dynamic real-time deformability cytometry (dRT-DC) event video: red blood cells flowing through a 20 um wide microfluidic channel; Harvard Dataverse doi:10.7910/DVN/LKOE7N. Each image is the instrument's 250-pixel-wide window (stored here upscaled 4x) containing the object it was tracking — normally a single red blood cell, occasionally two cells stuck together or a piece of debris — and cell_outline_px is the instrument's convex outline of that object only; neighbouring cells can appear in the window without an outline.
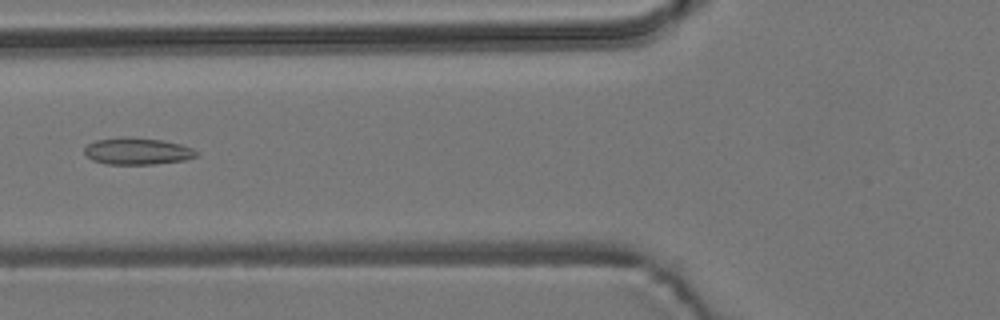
{"species": "common noctule bat (a hibernating species)", "species_latin": "Nyctalus noctula", "temperature_condition": "room temperature", "stored_images_in_passage": 7, "camera_frame_rate_fps": 3000, "um_per_image_px": 0.085, "animal": {"sex": "male", "body_mass_g": 19.2, "forearm_length_mm": 51.8}, "frame": {"image": 1, "passage_image": 6, "time_ms": 6.667, "image_size_px": [1000, 320], "cell_outline_px": [[200, 156], [184, 160], [152, 164], [108, 164], [92, 160], [84, 152], [84, 148], [88, 144], [96, 140], [120, 136], [128, 136], [160, 140], [180, 144], [192, 148], [200, 152]], "centroid_in_image_um": [11.69, 12.84], "position_along_channel_um": 114.1, "area_um2": 17.63}}
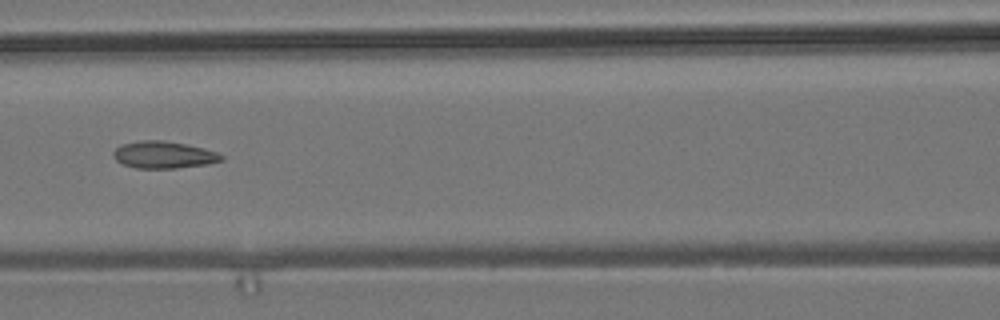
{"frame": {"image": 2, "passage_image": 7, "time_ms": 7.667, "image_size_px": [1000, 320], "cell_outline_px": [[224, 160], [208, 164], [176, 168], [136, 168], [124, 164], [116, 160], [112, 152], [116, 148], [124, 144], [140, 140], [160, 140], [184, 144], [204, 148], [216, 152], [224, 156]], "centroid_in_image_um": [13.93, 13.16], "position_along_channel_um": 152.7, "area_um2": 16.88}}